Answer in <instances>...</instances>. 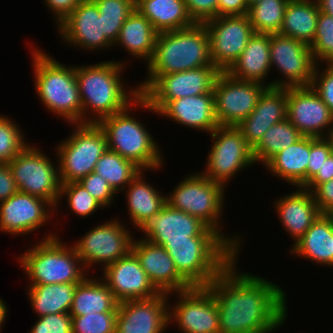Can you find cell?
Wrapping results in <instances>:
<instances>
[{
    "label": "cell",
    "mask_w": 333,
    "mask_h": 333,
    "mask_svg": "<svg viewBox=\"0 0 333 333\" xmlns=\"http://www.w3.org/2000/svg\"><path fill=\"white\" fill-rule=\"evenodd\" d=\"M301 137L297 128L287 118L274 124L252 149L254 161L264 166L274 155L294 144Z\"/></svg>",
    "instance_id": "8d00e7d4"
},
{
    "label": "cell",
    "mask_w": 333,
    "mask_h": 333,
    "mask_svg": "<svg viewBox=\"0 0 333 333\" xmlns=\"http://www.w3.org/2000/svg\"><path fill=\"white\" fill-rule=\"evenodd\" d=\"M135 8L158 33L185 29L195 24L188 14L185 0H137Z\"/></svg>",
    "instance_id": "d6a6232c"
},
{
    "label": "cell",
    "mask_w": 333,
    "mask_h": 333,
    "mask_svg": "<svg viewBox=\"0 0 333 333\" xmlns=\"http://www.w3.org/2000/svg\"><path fill=\"white\" fill-rule=\"evenodd\" d=\"M127 18H111L102 15L103 33L107 40L114 45L118 39L120 29Z\"/></svg>",
    "instance_id": "9f6ffc18"
},
{
    "label": "cell",
    "mask_w": 333,
    "mask_h": 333,
    "mask_svg": "<svg viewBox=\"0 0 333 333\" xmlns=\"http://www.w3.org/2000/svg\"><path fill=\"white\" fill-rule=\"evenodd\" d=\"M315 64H333V17L319 12L313 42L309 45Z\"/></svg>",
    "instance_id": "60d3db41"
},
{
    "label": "cell",
    "mask_w": 333,
    "mask_h": 333,
    "mask_svg": "<svg viewBox=\"0 0 333 333\" xmlns=\"http://www.w3.org/2000/svg\"><path fill=\"white\" fill-rule=\"evenodd\" d=\"M145 240L156 245L189 241V237H222L201 219L165 204L140 230Z\"/></svg>",
    "instance_id": "ffe728a7"
},
{
    "label": "cell",
    "mask_w": 333,
    "mask_h": 333,
    "mask_svg": "<svg viewBox=\"0 0 333 333\" xmlns=\"http://www.w3.org/2000/svg\"><path fill=\"white\" fill-rule=\"evenodd\" d=\"M212 64L226 72L242 54L254 34L247 15L217 16L204 22Z\"/></svg>",
    "instance_id": "2e32d148"
},
{
    "label": "cell",
    "mask_w": 333,
    "mask_h": 333,
    "mask_svg": "<svg viewBox=\"0 0 333 333\" xmlns=\"http://www.w3.org/2000/svg\"><path fill=\"white\" fill-rule=\"evenodd\" d=\"M57 27L62 41L76 49L99 51L113 47L104 36L102 15L92 0H83Z\"/></svg>",
    "instance_id": "7402d4cb"
},
{
    "label": "cell",
    "mask_w": 333,
    "mask_h": 333,
    "mask_svg": "<svg viewBox=\"0 0 333 333\" xmlns=\"http://www.w3.org/2000/svg\"><path fill=\"white\" fill-rule=\"evenodd\" d=\"M71 135L57 144L56 157L61 184L78 182L94 172L108 149L103 130L95 123H76Z\"/></svg>",
    "instance_id": "9c48e42d"
},
{
    "label": "cell",
    "mask_w": 333,
    "mask_h": 333,
    "mask_svg": "<svg viewBox=\"0 0 333 333\" xmlns=\"http://www.w3.org/2000/svg\"><path fill=\"white\" fill-rule=\"evenodd\" d=\"M170 295L160 293L149 299L118 303L116 333H164L169 326Z\"/></svg>",
    "instance_id": "44dd1931"
},
{
    "label": "cell",
    "mask_w": 333,
    "mask_h": 333,
    "mask_svg": "<svg viewBox=\"0 0 333 333\" xmlns=\"http://www.w3.org/2000/svg\"><path fill=\"white\" fill-rule=\"evenodd\" d=\"M331 154L328 142L323 138L310 137V155L307 165V183L321 169L326 158Z\"/></svg>",
    "instance_id": "7dc6e473"
},
{
    "label": "cell",
    "mask_w": 333,
    "mask_h": 333,
    "mask_svg": "<svg viewBox=\"0 0 333 333\" xmlns=\"http://www.w3.org/2000/svg\"><path fill=\"white\" fill-rule=\"evenodd\" d=\"M53 13L55 25H59L83 0H43Z\"/></svg>",
    "instance_id": "816d5d0a"
},
{
    "label": "cell",
    "mask_w": 333,
    "mask_h": 333,
    "mask_svg": "<svg viewBox=\"0 0 333 333\" xmlns=\"http://www.w3.org/2000/svg\"><path fill=\"white\" fill-rule=\"evenodd\" d=\"M237 258L206 286L218 307L220 333H273L287 320V293L264 277L237 270Z\"/></svg>",
    "instance_id": "6da1fadb"
},
{
    "label": "cell",
    "mask_w": 333,
    "mask_h": 333,
    "mask_svg": "<svg viewBox=\"0 0 333 333\" xmlns=\"http://www.w3.org/2000/svg\"><path fill=\"white\" fill-rule=\"evenodd\" d=\"M210 135L213 144L207 156L205 171L201 173L227 187V182H231L236 174L255 165L252 148L236 126L219 125Z\"/></svg>",
    "instance_id": "8fae6325"
},
{
    "label": "cell",
    "mask_w": 333,
    "mask_h": 333,
    "mask_svg": "<svg viewBox=\"0 0 333 333\" xmlns=\"http://www.w3.org/2000/svg\"><path fill=\"white\" fill-rule=\"evenodd\" d=\"M54 212L48 201L18 191L0 202V231L15 236L31 234L47 225Z\"/></svg>",
    "instance_id": "d6986e66"
},
{
    "label": "cell",
    "mask_w": 333,
    "mask_h": 333,
    "mask_svg": "<svg viewBox=\"0 0 333 333\" xmlns=\"http://www.w3.org/2000/svg\"><path fill=\"white\" fill-rule=\"evenodd\" d=\"M5 301L0 297V325H3L7 318L8 313V306L6 305Z\"/></svg>",
    "instance_id": "680465c9"
},
{
    "label": "cell",
    "mask_w": 333,
    "mask_h": 333,
    "mask_svg": "<svg viewBox=\"0 0 333 333\" xmlns=\"http://www.w3.org/2000/svg\"><path fill=\"white\" fill-rule=\"evenodd\" d=\"M321 12L333 17V0H316Z\"/></svg>",
    "instance_id": "6f0895ef"
},
{
    "label": "cell",
    "mask_w": 333,
    "mask_h": 333,
    "mask_svg": "<svg viewBox=\"0 0 333 333\" xmlns=\"http://www.w3.org/2000/svg\"><path fill=\"white\" fill-rule=\"evenodd\" d=\"M319 12L316 0H289L278 34L310 45L316 32Z\"/></svg>",
    "instance_id": "e575fe53"
},
{
    "label": "cell",
    "mask_w": 333,
    "mask_h": 333,
    "mask_svg": "<svg viewBox=\"0 0 333 333\" xmlns=\"http://www.w3.org/2000/svg\"><path fill=\"white\" fill-rule=\"evenodd\" d=\"M97 201H99L105 209L111 205H114L117 195L110 187L108 182L97 175L96 173H90L78 181ZM113 202V203H112Z\"/></svg>",
    "instance_id": "f6af8a7d"
},
{
    "label": "cell",
    "mask_w": 333,
    "mask_h": 333,
    "mask_svg": "<svg viewBox=\"0 0 333 333\" xmlns=\"http://www.w3.org/2000/svg\"><path fill=\"white\" fill-rule=\"evenodd\" d=\"M66 196L69 210L81 218H87L105 207L97 201L79 182L61 184L58 205ZM62 199V200H61ZM61 200V201H60Z\"/></svg>",
    "instance_id": "ab89813d"
},
{
    "label": "cell",
    "mask_w": 333,
    "mask_h": 333,
    "mask_svg": "<svg viewBox=\"0 0 333 333\" xmlns=\"http://www.w3.org/2000/svg\"><path fill=\"white\" fill-rule=\"evenodd\" d=\"M187 176V177H186ZM176 187L166 195V204L201 219L217 231L238 253L244 244L238 234L228 236L223 233L222 216L225 207L227 188L208 179L200 172L186 175ZM221 224V225H220ZM222 229V230H221Z\"/></svg>",
    "instance_id": "52a82bcc"
},
{
    "label": "cell",
    "mask_w": 333,
    "mask_h": 333,
    "mask_svg": "<svg viewBox=\"0 0 333 333\" xmlns=\"http://www.w3.org/2000/svg\"><path fill=\"white\" fill-rule=\"evenodd\" d=\"M221 71L214 65L162 75L143 95L146 101H171L213 92Z\"/></svg>",
    "instance_id": "603a6c76"
},
{
    "label": "cell",
    "mask_w": 333,
    "mask_h": 333,
    "mask_svg": "<svg viewBox=\"0 0 333 333\" xmlns=\"http://www.w3.org/2000/svg\"><path fill=\"white\" fill-rule=\"evenodd\" d=\"M133 107L136 100L124 111L103 118L97 124L105 134L109 150L133 161L142 170L155 172L163 167L161 148L145 125L130 113Z\"/></svg>",
    "instance_id": "ba28073f"
},
{
    "label": "cell",
    "mask_w": 333,
    "mask_h": 333,
    "mask_svg": "<svg viewBox=\"0 0 333 333\" xmlns=\"http://www.w3.org/2000/svg\"><path fill=\"white\" fill-rule=\"evenodd\" d=\"M270 64L282 75L270 82L277 88L310 86L316 67L308 44L278 33L270 34Z\"/></svg>",
    "instance_id": "4fadbf2b"
},
{
    "label": "cell",
    "mask_w": 333,
    "mask_h": 333,
    "mask_svg": "<svg viewBox=\"0 0 333 333\" xmlns=\"http://www.w3.org/2000/svg\"><path fill=\"white\" fill-rule=\"evenodd\" d=\"M311 193L321 213L333 210V179L319 184Z\"/></svg>",
    "instance_id": "f907efd6"
},
{
    "label": "cell",
    "mask_w": 333,
    "mask_h": 333,
    "mask_svg": "<svg viewBox=\"0 0 333 333\" xmlns=\"http://www.w3.org/2000/svg\"><path fill=\"white\" fill-rule=\"evenodd\" d=\"M100 15L111 18H128L135 9L133 0H92Z\"/></svg>",
    "instance_id": "c3c4849f"
},
{
    "label": "cell",
    "mask_w": 333,
    "mask_h": 333,
    "mask_svg": "<svg viewBox=\"0 0 333 333\" xmlns=\"http://www.w3.org/2000/svg\"><path fill=\"white\" fill-rule=\"evenodd\" d=\"M161 246L192 287H206L239 254L223 237H189Z\"/></svg>",
    "instance_id": "8992f818"
},
{
    "label": "cell",
    "mask_w": 333,
    "mask_h": 333,
    "mask_svg": "<svg viewBox=\"0 0 333 333\" xmlns=\"http://www.w3.org/2000/svg\"><path fill=\"white\" fill-rule=\"evenodd\" d=\"M141 170L133 161L107 149L97 161L94 173L103 177L117 194L122 193Z\"/></svg>",
    "instance_id": "74e56055"
},
{
    "label": "cell",
    "mask_w": 333,
    "mask_h": 333,
    "mask_svg": "<svg viewBox=\"0 0 333 333\" xmlns=\"http://www.w3.org/2000/svg\"><path fill=\"white\" fill-rule=\"evenodd\" d=\"M270 71V34L254 32L242 54L226 72L238 80L270 87V83L265 82Z\"/></svg>",
    "instance_id": "83f0119b"
},
{
    "label": "cell",
    "mask_w": 333,
    "mask_h": 333,
    "mask_svg": "<svg viewBox=\"0 0 333 333\" xmlns=\"http://www.w3.org/2000/svg\"><path fill=\"white\" fill-rule=\"evenodd\" d=\"M145 172L146 170H141L122 191L127 199L129 220L138 231L166 204V194L158 192L153 185H150L151 183L145 181Z\"/></svg>",
    "instance_id": "f546056e"
},
{
    "label": "cell",
    "mask_w": 333,
    "mask_h": 333,
    "mask_svg": "<svg viewBox=\"0 0 333 333\" xmlns=\"http://www.w3.org/2000/svg\"><path fill=\"white\" fill-rule=\"evenodd\" d=\"M118 303L100 277L87 276L75 288L69 314L70 316H84L94 313H117Z\"/></svg>",
    "instance_id": "836d02e7"
},
{
    "label": "cell",
    "mask_w": 333,
    "mask_h": 333,
    "mask_svg": "<svg viewBox=\"0 0 333 333\" xmlns=\"http://www.w3.org/2000/svg\"><path fill=\"white\" fill-rule=\"evenodd\" d=\"M72 317V333H116L117 313H98Z\"/></svg>",
    "instance_id": "7bdbcfd3"
},
{
    "label": "cell",
    "mask_w": 333,
    "mask_h": 333,
    "mask_svg": "<svg viewBox=\"0 0 333 333\" xmlns=\"http://www.w3.org/2000/svg\"><path fill=\"white\" fill-rule=\"evenodd\" d=\"M24 138L22 128L0 114V164H8L28 145Z\"/></svg>",
    "instance_id": "b9f144b4"
},
{
    "label": "cell",
    "mask_w": 333,
    "mask_h": 333,
    "mask_svg": "<svg viewBox=\"0 0 333 333\" xmlns=\"http://www.w3.org/2000/svg\"><path fill=\"white\" fill-rule=\"evenodd\" d=\"M213 65L209 36L204 23L157 34L155 51L147 66V77L137 84L142 96L162 75Z\"/></svg>",
    "instance_id": "3957f363"
},
{
    "label": "cell",
    "mask_w": 333,
    "mask_h": 333,
    "mask_svg": "<svg viewBox=\"0 0 333 333\" xmlns=\"http://www.w3.org/2000/svg\"><path fill=\"white\" fill-rule=\"evenodd\" d=\"M136 107L209 134L219 126L215 117L214 92L171 101H146L140 95Z\"/></svg>",
    "instance_id": "e0dca14e"
},
{
    "label": "cell",
    "mask_w": 333,
    "mask_h": 333,
    "mask_svg": "<svg viewBox=\"0 0 333 333\" xmlns=\"http://www.w3.org/2000/svg\"><path fill=\"white\" fill-rule=\"evenodd\" d=\"M18 192L13 173L8 164H0V202Z\"/></svg>",
    "instance_id": "f5cc1de1"
},
{
    "label": "cell",
    "mask_w": 333,
    "mask_h": 333,
    "mask_svg": "<svg viewBox=\"0 0 333 333\" xmlns=\"http://www.w3.org/2000/svg\"><path fill=\"white\" fill-rule=\"evenodd\" d=\"M267 88L258 82L241 81L221 72L214 85L215 117L220 126H237L257 105Z\"/></svg>",
    "instance_id": "9a60e30c"
},
{
    "label": "cell",
    "mask_w": 333,
    "mask_h": 333,
    "mask_svg": "<svg viewBox=\"0 0 333 333\" xmlns=\"http://www.w3.org/2000/svg\"><path fill=\"white\" fill-rule=\"evenodd\" d=\"M289 0H261L248 9L247 16L255 33H279Z\"/></svg>",
    "instance_id": "f35d334b"
},
{
    "label": "cell",
    "mask_w": 333,
    "mask_h": 333,
    "mask_svg": "<svg viewBox=\"0 0 333 333\" xmlns=\"http://www.w3.org/2000/svg\"><path fill=\"white\" fill-rule=\"evenodd\" d=\"M38 148L29 142L8 165L19 192L48 201L56 211L61 190L59 169L55 162Z\"/></svg>",
    "instance_id": "30bf717a"
},
{
    "label": "cell",
    "mask_w": 333,
    "mask_h": 333,
    "mask_svg": "<svg viewBox=\"0 0 333 333\" xmlns=\"http://www.w3.org/2000/svg\"><path fill=\"white\" fill-rule=\"evenodd\" d=\"M189 16L195 23L217 17L218 0H185Z\"/></svg>",
    "instance_id": "681fc988"
},
{
    "label": "cell",
    "mask_w": 333,
    "mask_h": 333,
    "mask_svg": "<svg viewBox=\"0 0 333 333\" xmlns=\"http://www.w3.org/2000/svg\"><path fill=\"white\" fill-rule=\"evenodd\" d=\"M174 295L178 301L169 303V325L174 322L181 333H220L218 307L207 287H191Z\"/></svg>",
    "instance_id": "5bb4252c"
},
{
    "label": "cell",
    "mask_w": 333,
    "mask_h": 333,
    "mask_svg": "<svg viewBox=\"0 0 333 333\" xmlns=\"http://www.w3.org/2000/svg\"><path fill=\"white\" fill-rule=\"evenodd\" d=\"M246 0H218L217 16L247 15Z\"/></svg>",
    "instance_id": "db71d44e"
},
{
    "label": "cell",
    "mask_w": 333,
    "mask_h": 333,
    "mask_svg": "<svg viewBox=\"0 0 333 333\" xmlns=\"http://www.w3.org/2000/svg\"><path fill=\"white\" fill-rule=\"evenodd\" d=\"M310 155V137L302 136L294 144L274 155L263 167L292 187L307 184V165Z\"/></svg>",
    "instance_id": "4dcf8cb0"
},
{
    "label": "cell",
    "mask_w": 333,
    "mask_h": 333,
    "mask_svg": "<svg viewBox=\"0 0 333 333\" xmlns=\"http://www.w3.org/2000/svg\"><path fill=\"white\" fill-rule=\"evenodd\" d=\"M101 272V279L118 302L149 299L160 294L132 251L106 266Z\"/></svg>",
    "instance_id": "cb8c5ba5"
},
{
    "label": "cell",
    "mask_w": 333,
    "mask_h": 333,
    "mask_svg": "<svg viewBox=\"0 0 333 333\" xmlns=\"http://www.w3.org/2000/svg\"><path fill=\"white\" fill-rule=\"evenodd\" d=\"M333 179V154H330L324 161L321 169L316 175L304 186L305 189L311 192L321 183Z\"/></svg>",
    "instance_id": "11a10c76"
},
{
    "label": "cell",
    "mask_w": 333,
    "mask_h": 333,
    "mask_svg": "<svg viewBox=\"0 0 333 333\" xmlns=\"http://www.w3.org/2000/svg\"><path fill=\"white\" fill-rule=\"evenodd\" d=\"M316 65L311 86L333 114V64Z\"/></svg>",
    "instance_id": "ee69618b"
},
{
    "label": "cell",
    "mask_w": 333,
    "mask_h": 333,
    "mask_svg": "<svg viewBox=\"0 0 333 333\" xmlns=\"http://www.w3.org/2000/svg\"><path fill=\"white\" fill-rule=\"evenodd\" d=\"M287 88L267 87L249 116L236 127L253 149L266 131L286 119Z\"/></svg>",
    "instance_id": "484cf974"
},
{
    "label": "cell",
    "mask_w": 333,
    "mask_h": 333,
    "mask_svg": "<svg viewBox=\"0 0 333 333\" xmlns=\"http://www.w3.org/2000/svg\"><path fill=\"white\" fill-rule=\"evenodd\" d=\"M41 240L17 257L29 284L81 283L89 275L73 245L52 232Z\"/></svg>",
    "instance_id": "5b68a950"
},
{
    "label": "cell",
    "mask_w": 333,
    "mask_h": 333,
    "mask_svg": "<svg viewBox=\"0 0 333 333\" xmlns=\"http://www.w3.org/2000/svg\"><path fill=\"white\" fill-rule=\"evenodd\" d=\"M329 215L333 218V210L329 213Z\"/></svg>",
    "instance_id": "6125c7cd"
},
{
    "label": "cell",
    "mask_w": 333,
    "mask_h": 333,
    "mask_svg": "<svg viewBox=\"0 0 333 333\" xmlns=\"http://www.w3.org/2000/svg\"><path fill=\"white\" fill-rule=\"evenodd\" d=\"M28 333H72V317L69 313L38 317Z\"/></svg>",
    "instance_id": "bcb514c9"
},
{
    "label": "cell",
    "mask_w": 333,
    "mask_h": 333,
    "mask_svg": "<svg viewBox=\"0 0 333 333\" xmlns=\"http://www.w3.org/2000/svg\"><path fill=\"white\" fill-rule=\"evenodd\" d=\"M283 228L297 242L320 216L318 205L310 190L298 187L293 193L283 195L273 206Z\"/></svg>",
    "instance_id": "4316f807"
},
{
    "label": "cell",
    "mask_w": 333,
    "mask_h": 333,
    "mask_svg": "<svg viewBox=\"0 0 333 333\" xmlns=\"http://www.w3.org/2000/svg\"><path fill=\"white\" fill-rule=\"evenodd\" d=\"M157 34L150 21L135 8L124 21L113 46L123 47L129 55L148 64L155 51Z\"/></svg>",
    "instance_id": "1f68e13d"
},
{
    "label": "cell",
    "mask_w": 333,
    "mask_h": 333,
    "mask_svg": "<svg viewBox=\"0 0 333 333\" xmlns=\"http://www.w3.org/2000/svg\"><path fill=\"white\" fill-rule=\"evenodd\" d=\"M77 284H29L26 292L35 316L69 313Z\"/></svg>",
    "instance_id": "d590c367"
},
{
    "label": "cell",
    "mask_w": 333,
    "mask_h": 333,
    "mask_svg": "<svg viewBox=\"0 0 333 333\" xmlns=\"http://www.w3.org/2000/svg\"><path fill=\"white\" fill-rule=\"evenodd\" d=\"M125 63L107 60L75 66L82 103V123L97 124L103 118L124 111L140 96L138 86H129V90H126L125 78H121Z\"/></svg>",
    "instance_id": "7a4b0ae2"
},
{
    "label": "cell",
    "mask_w": 333,
    "mask_h": 333,
    "mask_svg": "<svg viewBox=\"0 0 333 333\" xmlns=\"http://www.w3.org/2000/svg\"><path fill=\"white\" fill-rule=\"evenodd\" d=\"M294 257L311 260L317 265L333 266V218L321 213L304 235L289 250Z\"/></svg>",
    "instance_id": "f1b7e54d"
},
{
    "label": "cell",
    "mask_w": 333,
    "mask_h": 333,
    "mask_svg": "<svg viewBox=\"0 0 333 333\" xmlns=\"http://www.w3.org/2000/svg\"><path fill=\"white\" fill-rule=\"evenodd\" d=\"M286 118L307 137H324L333 127L332 112L311 85L287 88Z\"/></svg>",
    "instance_id": "ac0fdd59"
},
{
    "label": "cell",
    "mask_w": 333,
    "mask_h": 333,
    "mask_svg": "<svg viewBox=\"0 0 333 333\" xmlns=\"http://www.w3.org/2000/svg\"><path fill=\"white\" fill-rule=\"evenodd\" d=\"M132 252L139 259L141 267L147 273L151 283L160 293L170 296L175 292L185 291L192 286L178 273L174 261L161 245L135 239Z\"/></svg>",
    "instance_id": "d4e9b609"
},
{
    "label": "cell",
    "mask_w": 333,
    "mask_h": 333,
    "mask_svg": "<svg viewBox=\"0 0 333 333\" xmlns=\"http://www.w3.org/2000/svg\"><path fill=\"white\" fill-rule=\"evenodd\" d=\"M33 49L32 71L35 91L42 105L68 124L82 123V103L75 66L64 65L41 48Z\"/></svg>",
    "instance_id": "277c9868"
},
{
    "label": "cell",
    "mask_w": 333,
    "mask_h": 333,
    "mask_svg": "<svg viewBox=\"0 0 333 333\" xmlns=\"http://www.w3.org/2000/svg\"><path fill=\"white\" fill-rule=\"evenodd\" d=\"M261 0H246L248 7L256 4L257 2H260Z\"/></svg>",
    "instance_id": "94428289"
},
{
    "label": "cell",
    "mask_w": 333,
    "mask_h": 333,
    "mask_svg": "<svg viewBox=\"0 0 333 333\" xmlns=\"http://www.w3.org/2000/svg\"><path fill=\"white\" fill-rule=\"evenodd\" d=\"M127 225L113 218L94 226L72 244L87 272L95 264L101 265L103 270L132 251L134 236L128 231L130 228L127 229Z\"/></svg>",
    "instance_id": "7c38bea8"
},
{
    "label": "cell",
    "mask_w": 333,
    "mask_h": 333,
    "mask_svg": "<svg viewBox=\"0 0 333 333\" xmlns=\"http://www.w3.org/2000/svg\"><path fill=\"white\" fill-rule=\"evenodd\" d=\"M323 138L328 142L331 154H333V127L326 133Z\"/></svg>",
    "instance_id": "91938a15"
}]
</instances>
